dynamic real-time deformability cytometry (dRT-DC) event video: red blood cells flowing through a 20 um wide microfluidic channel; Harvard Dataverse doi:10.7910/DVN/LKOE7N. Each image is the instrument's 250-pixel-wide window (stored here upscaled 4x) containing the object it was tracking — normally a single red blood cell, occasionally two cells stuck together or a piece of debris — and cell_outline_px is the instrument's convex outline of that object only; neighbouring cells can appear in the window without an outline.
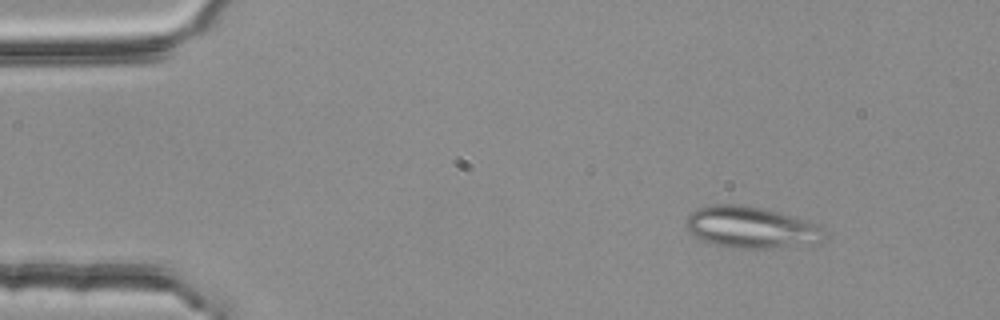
{"species": "common noctule bat (a hibernating species)", "species_latin": "Nyctalus noctula", "temperature_condition": "room temperature", "stored_images_in_passage": 4, "camera_frame_rate_fps": 3000, "um_per_image_px": 0.085, "animal": {"sex": "female", "body_mass_g": 25.1}, "frame": {"image": 1, "passage_image": 2, "time_ms": 0.333, "image_size_px": [1000, 320], "cell_outline_px": [[820, 240], [772, 248], [732, 248], [712, 244], [696, 236], [684, 224], [688, 216], [692, 212], [708, 204], [744, 204], [764, 208], [780, 212], [808, 220], [820, 228]], "centroid_in_image_um": [63.72, 19.29], "position_along_channel_um": 21.3, "area_um2": 32.71}}